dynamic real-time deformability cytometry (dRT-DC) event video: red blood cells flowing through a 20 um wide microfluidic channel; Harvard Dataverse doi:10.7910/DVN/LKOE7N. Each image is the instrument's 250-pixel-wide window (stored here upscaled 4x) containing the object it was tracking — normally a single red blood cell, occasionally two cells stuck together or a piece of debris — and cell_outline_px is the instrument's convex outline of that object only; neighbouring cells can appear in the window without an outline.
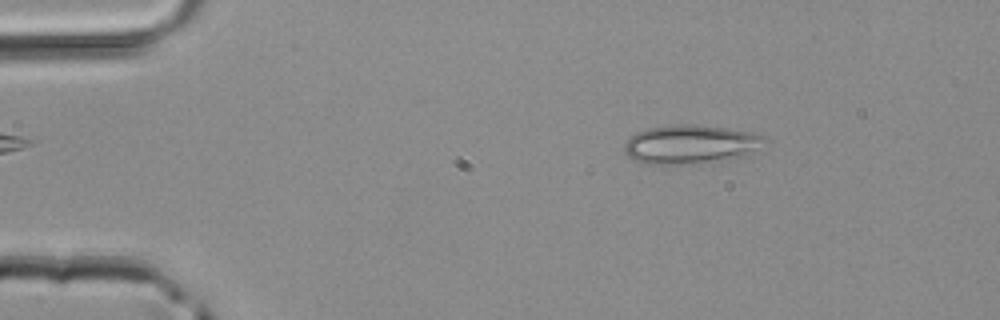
{"species": "common noctule bat (a hibernating species)", "species_latin": "Nyctalus noctula", "temperature_condition": "room temperature", "stored_images_in_passage": 2, "camera_frame_rate_fps": 3000, "um_per_image_px": 0.085, "animal": {"sex": "male", "body_mass_g": 20.4}, "frame": {"image": 1, "passage_image": 1, "time_ms": 0.0, "image_size_px": [1000, 320], "cell_outline_px": [[768, 140], [748, 152], [740, 156], [700, 164], [640, 164], [632, 160], [624, 152], [624, 144], [636, 132], [648, 128], [676, 124], [692, 124], [728, 128], [752, 132], [764, 136]], "centroid_in_image_um": [58.62, 12.27], "position_along_channel_um": 26.4, "area_um2": 31.73}}